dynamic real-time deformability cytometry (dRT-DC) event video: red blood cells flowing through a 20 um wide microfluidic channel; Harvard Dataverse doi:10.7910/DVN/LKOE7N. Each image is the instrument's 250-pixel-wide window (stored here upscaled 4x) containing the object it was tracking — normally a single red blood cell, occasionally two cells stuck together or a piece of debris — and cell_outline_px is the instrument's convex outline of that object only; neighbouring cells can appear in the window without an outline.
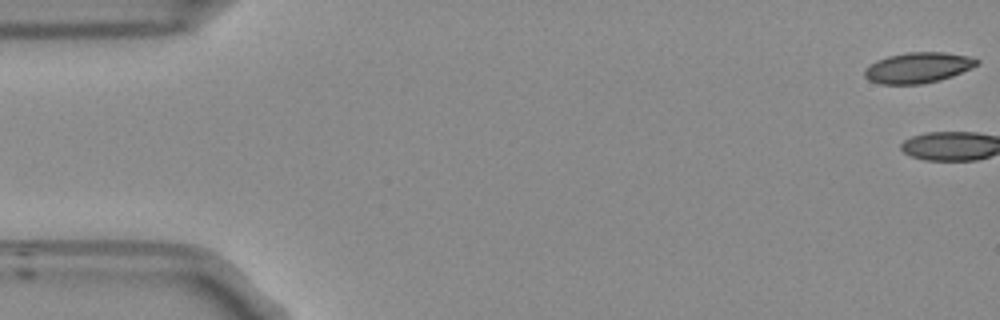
{"species": "Egyptian fruit bat (a non-hibernating species)", "species_latin": "Rousettus aegyptiacus", "temperature_condition": "room temperature", "stored_images_in_passage": 3, "camera_frame_rate_fps": 3000, "um_per_image_px": 0.085, "frame": {"image": 1, "passage_image": 1, "time_ms": 0.0, "image_size_px": [1000, 320], "cell_outline_px": [[980, 60], [976, 64], [952, 76], [940, 80], [920, 84], [880, 84], [868, 80], [864, 76], [864, 72], [876, 60], [888, 56], [908, 52], [944, 52], [968, 56]], "centroid_in_image_um": [78.0, 5.75], "position_along_channel_um": 7.0, "area_um2": 19.71}}